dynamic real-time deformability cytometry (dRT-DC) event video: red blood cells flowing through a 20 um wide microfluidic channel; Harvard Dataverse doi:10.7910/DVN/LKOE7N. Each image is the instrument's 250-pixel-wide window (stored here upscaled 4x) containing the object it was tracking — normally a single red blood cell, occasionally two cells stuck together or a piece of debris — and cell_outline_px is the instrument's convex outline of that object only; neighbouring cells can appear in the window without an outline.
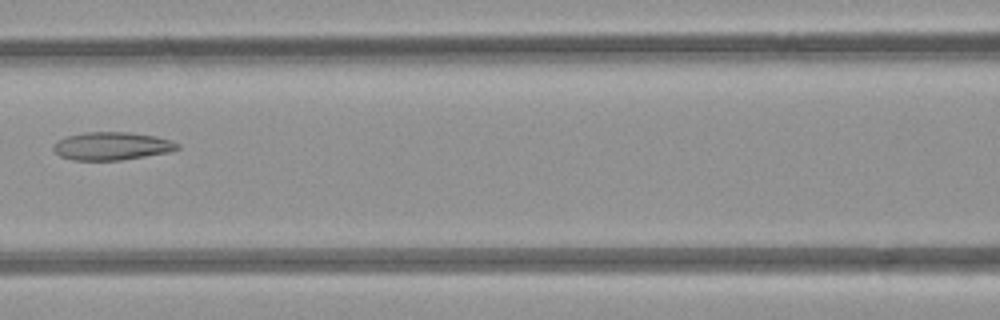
{"species": "common noctule bat (a hibernating species)", "species_latin": "Nyctalus noctula", "temperature_condition": "room temperature", "stored_images_in_passage": 6, "camera_frame_rate_fps": 3000, "um_per_image_px": 0.085, "animal": {"sex": "female", "body_mass_g": 21.9}, "frame": {"image": 1, "passage_image": 5, "time_ms": 4.667, "image_size_px": [1000, 320], "cell_outline_px": [[180, 148], [168, 152], [120, 160], [72, 160], [60, 156], [52, 148], [52, 144], [56, 140], [68, 136], [84, 132], [128, 132], [156, 136], [172, 140], [180, 144]], "centroid_in_image_um": [9.49, 12.41], "position_along_channel_um": 157.1, "area_um2": 20.29}}
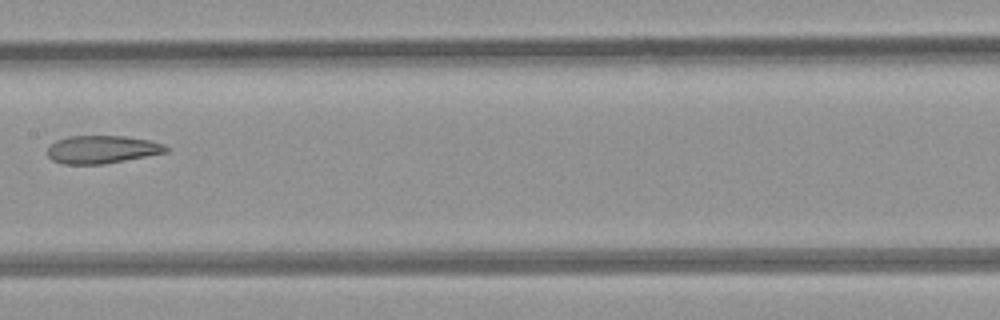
{"frame": {"image": 2, "passage_image": 6, "time_ms": 5.667, "image_size_px": [1000, 320], "cell_outline_px": [[168, 152], [104, 164], [64, 164], [52, 160], [48, 156], [48, 148], [56, 140], [68, 136], [124, 136], [148, 140], [164, 144], [168, 148]], "centroid_in_image_um": [8.67, 12.7], "position_along_channel_um": 198.7, "area_um2": 19.19}}